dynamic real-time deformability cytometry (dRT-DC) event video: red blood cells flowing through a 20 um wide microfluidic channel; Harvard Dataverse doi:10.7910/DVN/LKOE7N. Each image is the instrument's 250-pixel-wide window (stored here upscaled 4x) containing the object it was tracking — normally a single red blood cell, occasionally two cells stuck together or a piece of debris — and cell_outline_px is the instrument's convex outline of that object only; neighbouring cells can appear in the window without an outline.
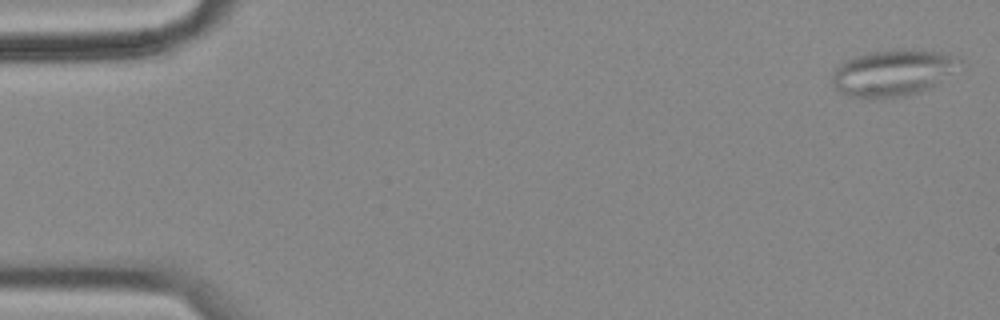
{"species": "common noctule bat (a hibernating species)", "species_latin": "Nyctalus noctula", "temperature_condition": "cold", "stored_images_in_passage": 57, "camera_frame_rate_fps": 3000, "um_per_image_px": 0.085, "animal": {"sex": "female", "body_mass_g": 18.4}, "frame": {"image": 1, "passage_image": 1, "time_ms": 0.0, "image_size_px": [1000, 320], "cell_outline_px": [[964, 60], [932, 88], [900, 96], [868, 100], [848, 96], [832, 88], [832, 72], [840, 64], [856, 56], [872, 52], [896, 48], [940, 52], [960, 56]], "centroid_in_image_um": [75.86, 6.2], "position_along_channel_um": 9.1, "area_um2": 34.68}}
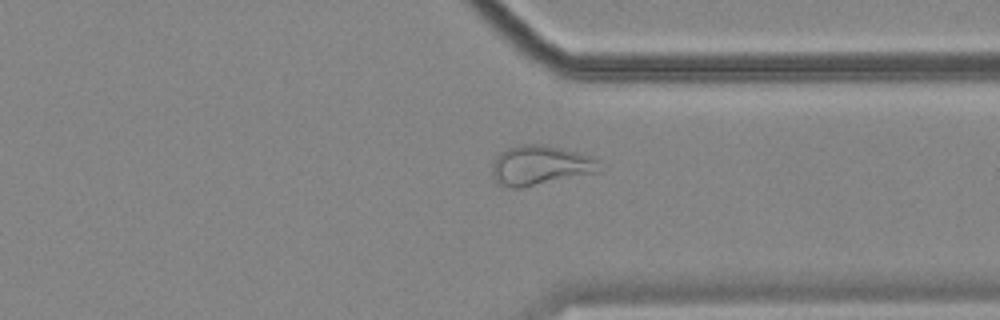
{"frame": {"image": 2, "passage_image": 43, "time_ms": 14.0, "image_size_px": [1000, 320], "cell_outline_px": [[600, 172], [520, 188], [512, 188], [496, 184], [492, 176], [492, 164], [500, 152], [508, 148], [520, 144], [544, 144], [564, 148], [588, 156], [596, 160]], "centroid_in_image_um": [45.86, 14.06], "position_along_channel_um": 365.5, "area_um2": 24.8}}
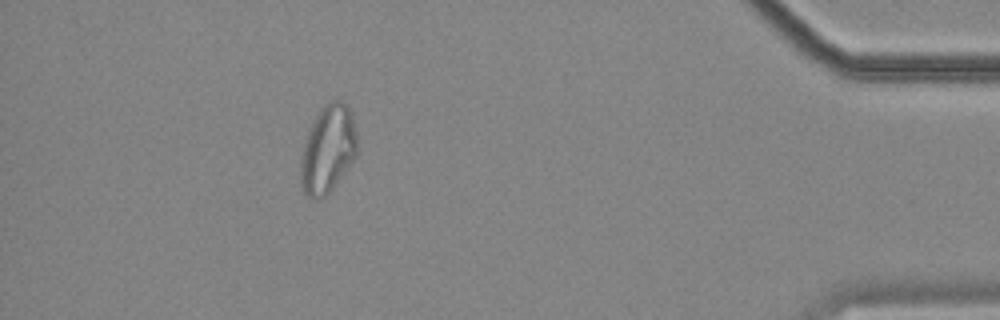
{"frame": {"image": 3, "passage_image": 51, "time_ms": 16.667, "image_size_px": [1000, 320], "cell_outline_px": [[356, 156], [332, 188], [320, 200], [312, 200], [300, 188], [300, 160], [304, 140], [308, 128], [320, 108], [328, 100], [340, 100], [348, 108], [352, 116], [356, 132]], "centroid_in_image_um": [27.82, 12.69], "position_along_channel_um": 407.4, "area_um2": 29.07}, "authors_computed_cell_mechanics": {"area_um2": 27.3394, "velocity_mm_per_s": 3.5091, "shape_relaxation_time_tau1_ms": null, "shape_relaxation_time_tau2_ms": 3.1063, "deformation_change_tau1": null, "deformation_change_tau2": 0.1085}}